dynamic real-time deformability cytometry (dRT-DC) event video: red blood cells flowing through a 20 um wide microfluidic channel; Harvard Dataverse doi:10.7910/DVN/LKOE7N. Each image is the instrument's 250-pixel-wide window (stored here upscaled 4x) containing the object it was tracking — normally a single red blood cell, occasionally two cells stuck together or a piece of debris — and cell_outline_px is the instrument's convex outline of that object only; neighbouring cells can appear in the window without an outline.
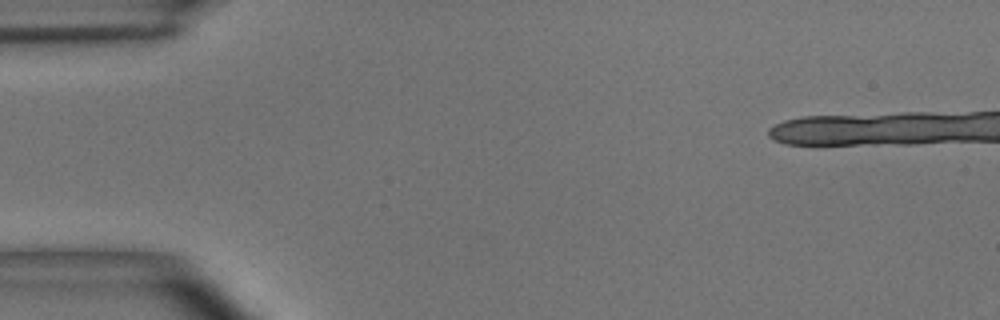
{"species": "common noctule bat (a hibernating species)", "species_latin": "Nyctalus noctula", "temperature_condition": "room temperature", "stored_images_in_passage": 2, "camera_frame_rate_fps": 3000, "um_per_image_px": 0.085, "animal": {"sex": "male", "body_mass_g": 15.6}, "frame": {"image": 1, "passage_image": 2, "time_ms": 0.333, "image_size_px": [1000, 320], "cell_outline_px": [[956, 136], [932, 140], [844, 144], [804, 144], [828, 120], [900, 116], [952, 116]], "centroid_in_image_um": [75.14, 11.05], "position_along_channel_um": 9.9, "area_um2": 24.33}}